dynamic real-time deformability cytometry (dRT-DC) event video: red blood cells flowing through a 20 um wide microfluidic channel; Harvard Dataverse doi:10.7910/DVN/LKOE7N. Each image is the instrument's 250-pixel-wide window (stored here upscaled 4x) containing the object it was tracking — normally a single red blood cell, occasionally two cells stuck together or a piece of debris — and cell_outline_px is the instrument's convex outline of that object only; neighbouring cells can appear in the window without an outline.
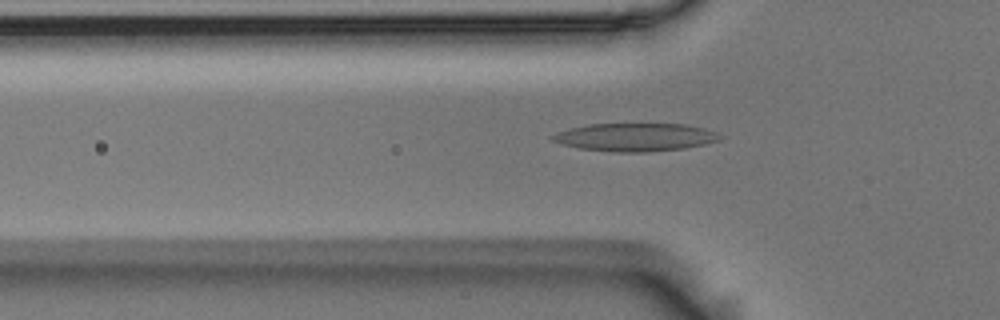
{"species": "Egyptian fruit bat (a non-hibernating species)", "species_latin": "Rousettus aegyptiacus", "temperature_condition": "room temperature", "stored_images_in_passage": 54, "camera_frame_rate_fps": 3000, "um_per_image_px": 0.085, "animal": {"sex": "male"}, "frame": {"image": 1, "passage_image": 17, "time_ms": 5.333, "image_size_px": [1000, 320], "cell_outline_px": [[724, 136], [720, 140], [704, 144], [684, 148], [648, 152], [612, 152], [580, 148], [564, 144], [552, 140], [548, 136], [556, 132], [568, 128], [588, 124], [688, 124], [704, 128], [716, 132]], "centroid_in_image_um": [53.99, 11.65], "position_along_channel_um": 71.8, "area_um2": 27.51}}
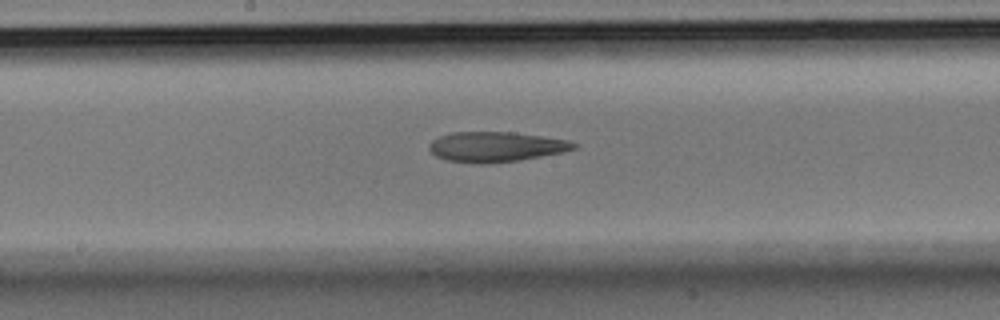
{"frame": {"image": 2, "passage_image": 28, "time_ms": 9.0, "image_size_px": [1000, 320], "cell_outline_px": [[576, 148], [560, 152], [520, 160], [488, 164], [480, 164], [448, 160], [436, 156], [428, 148], [428, 144], [432, 140], [440, 136], [452, 132], [512, 132], [568, 140], [576, 144]], "centroid_in_image_um": [42.1, 12.48], "position_along_channel_um": 206.1, "area_um2": 25.14}}
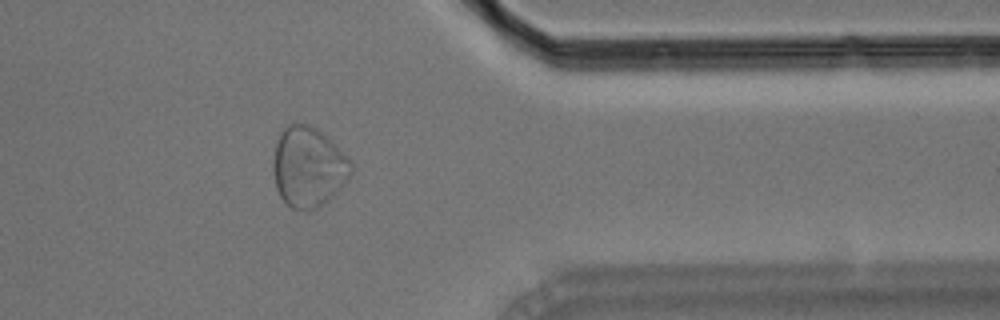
{"frame": {"image": 3, "passage_image": 44, "time_ms": 14.333, "image_size_px": [1000, 320], "cell_outline_px": [[352, 172], [340, 188], [324, 204], [316, 208], [292, 208], [280, 196], [276, 188], [272, 168], [272, 160], [276, 144], [280, 132], [288, 124], [308, 124], [316, 128], [352, 160]], "centroid_in_image_um": [26.19, 14.17], "position_along_channel_um": 385.2, "area_um2": 36.01}, "authors_computed_cell_mechanics": {"area_um2": 27.5417, "velocity_mm_per_s": 3.6322, "shape_relaxation_time_tau1_ms": null, "shape_relaxation_time_tau2_ms": 3.2209, "deformation_change_tau1": null, "deformation_change_tau2": 0.0945}}